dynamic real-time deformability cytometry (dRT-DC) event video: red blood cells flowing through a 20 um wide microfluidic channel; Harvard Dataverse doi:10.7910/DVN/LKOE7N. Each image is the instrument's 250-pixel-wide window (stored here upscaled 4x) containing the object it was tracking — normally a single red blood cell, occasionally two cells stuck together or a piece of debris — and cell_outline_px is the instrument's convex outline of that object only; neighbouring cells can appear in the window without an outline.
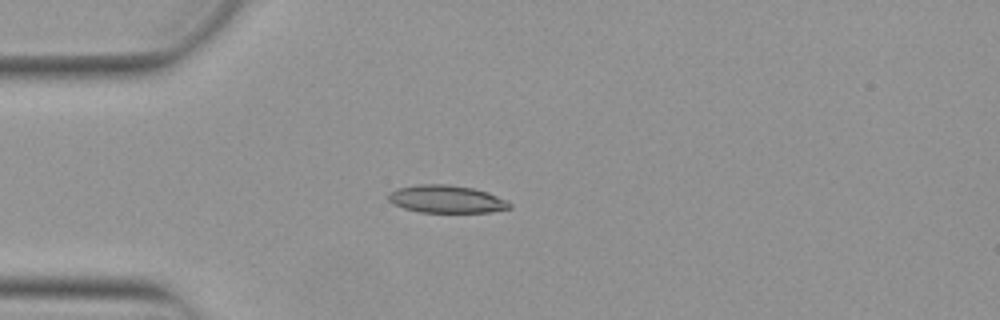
{"species": "Egyptian fruit bat (a non-hibernating species)", "species_latin": "Rousettus aegyptiacus", "temperature_condition": "warm", "stored_images_in_passage": 39, "camera_frame_rate_fps": 3000, "um_per_image_px": 0.085, "animal": {"sex": "female"}, "frame": {"image": 1, "passage_image": 1, "time_ms": 0.0, "image_size_px": [1000, 320], "cell_outline_px": [[512, 208], [488, 212], [420, 212], [404, 208], [388, 200], [388, 192], [396, 188], [416, 184], [448, 184], [472, 188], [488, 192], [508, 200], [512, 204]], "centroid_in_image_um": [37.96, 16.91], "position_along_channel_um": 47.0, "area_um2": 19.65}}
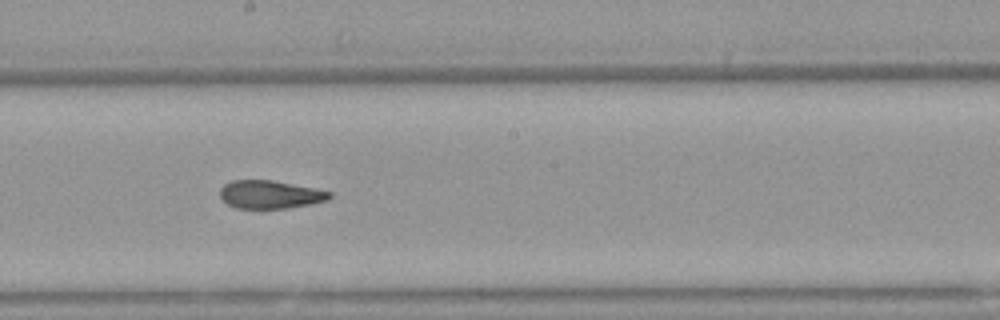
{"frame": {"image": 2, "passage_image": 16, "time_ms": 5.0, "image_size_px": [1000, 320], "cell_outline_px": [[332, 196], [328, 200], [288, 208], [236, 208], [228, 204], [220, 196], [220, 188], [224, 184], [232, 180], [272, 180], [332, 192]], "centroid_in_image_um": [22.94, 16.53], "position_along_channel_um": 225.3, "area_um2": 17.74}}
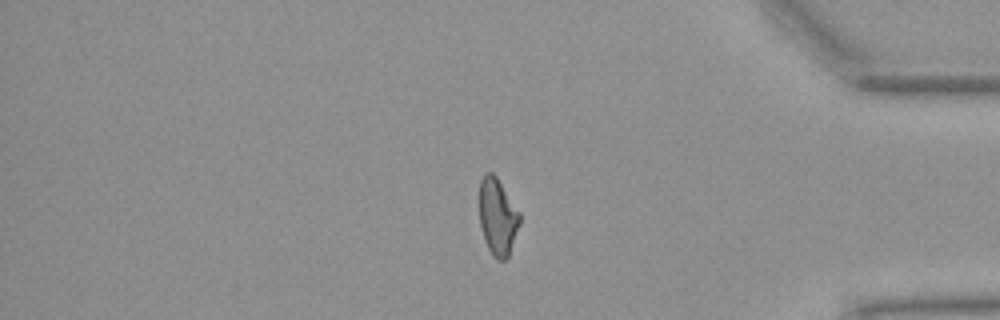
{"frame": {"image": 3, "passage_image": 31, "time_ms": 10.0, "image_size_px": [1000, 320], "cell_outline_px": [[520, 224], [508, 256], [504, 260], [496, 260], [492, 256], [484, 240], [480, 224], [480, 180], [484, 172], [492, 172], [496, 176], [520, 212]], "centroid_in_image_um": [42.29, 18.43], "position_along_channel_um": 392.9, "area_um2": 18.09}, "authors_computed_cell_mechanics": {"area_um2": 18.785, "velocity_mm_per_s": 3.8858, "shape_relaxation_time_tau1_ms": null, "shape_relaxation_time_tau2_ms": 2.0491, "deformation_change_tau1": null, "deformation_change_tau2": 0.0911}}